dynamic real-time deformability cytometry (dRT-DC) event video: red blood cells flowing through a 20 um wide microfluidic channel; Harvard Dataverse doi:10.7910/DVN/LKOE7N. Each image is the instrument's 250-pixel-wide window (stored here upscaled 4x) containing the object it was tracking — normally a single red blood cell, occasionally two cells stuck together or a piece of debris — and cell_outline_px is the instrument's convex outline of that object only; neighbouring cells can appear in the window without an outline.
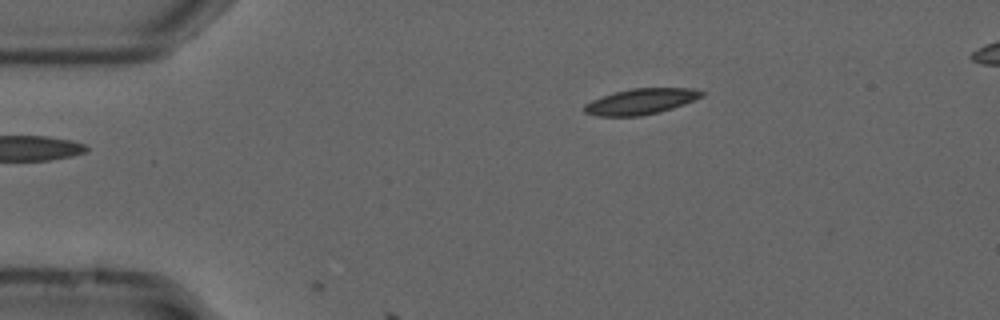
{"species": "common noctule bat (a hibernating species)", "species_latin": "Nyctalus noctula", "temperature_condition": "cold", "stored_images_in_passage": 8, "camera_frame_rate_fps": 3000, "um_per_image_px": 0.085, "animal": {"sex": "male", "forearm_length_mm": 52.5}, "frame": {"image": 1, "passage_image": 1, "time_ms": 0.0, "image_size_px": [1000, 320], "cell_outline_px": [[704, 96], [684, 104], [660, 112], [640, 116], [596, 116], [584, 112], [584, 104], [592, 100], [616, 92], [632, 88], [692, 88], [704, 92]], "centroid_in_image_um": [54.48, 8.63], "position_along_channel_um": 30.5, "area_um2": 17.51}}